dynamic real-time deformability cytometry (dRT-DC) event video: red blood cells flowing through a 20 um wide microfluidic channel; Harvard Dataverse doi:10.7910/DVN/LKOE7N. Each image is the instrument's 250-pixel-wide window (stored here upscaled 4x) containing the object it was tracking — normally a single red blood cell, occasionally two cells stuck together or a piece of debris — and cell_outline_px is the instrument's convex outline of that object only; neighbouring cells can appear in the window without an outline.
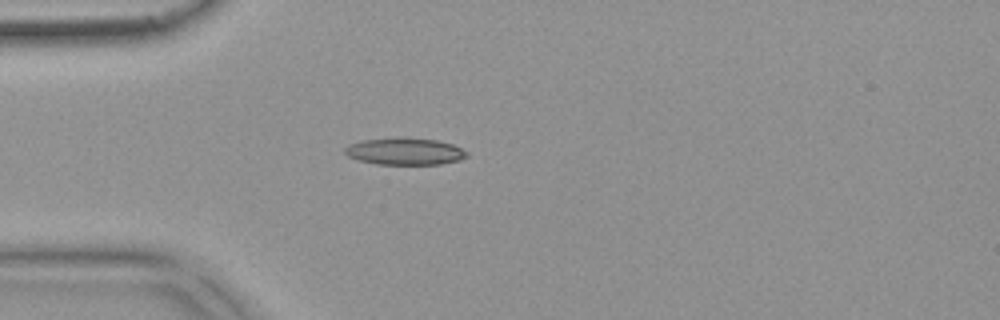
{"species": "common noctule bat (a hibernating species)", "species_latin": "Nyctalus noctula", "temperature_condition": "warm", "stored_images_in_passage": 53, "camera_frame_rate_fps": 3000, "um_per_image_px": 0.085, "animal": {"sex": "female", "body_mass_g": 18.4}, "frame": {"image": 1, "passage_image": 15, "time_ms": 4.667, "image_size_px": [1000, 320], "cell_outline_px": [[468, 156], [460, 160], [440, 164], [376, 164], [356, 160], [348, 156], [344, 152], [344, 148], [348, 144], [360, 140], [436, 140], [452, 144], [468, 152]], "centroid_in_image_um": [34.39, 12.91], "position_along_channel_um": 50.6, "area_um2": 18.44}}
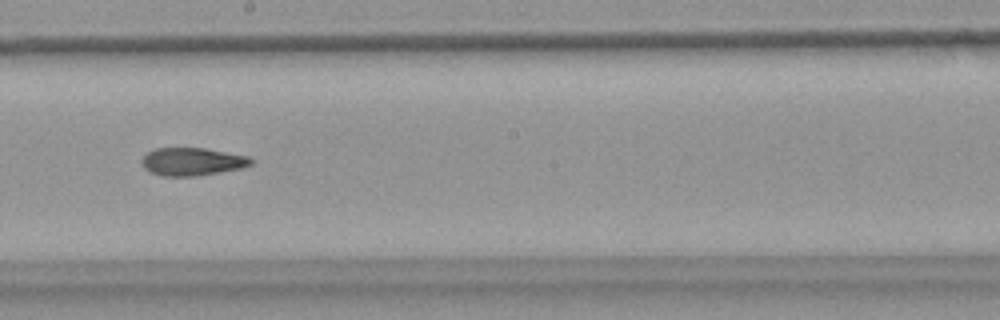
{"frame": {"image": 2, "passage_image": 30, "time_ms": 9.667, "image_size_px": [1000, 320], "cell_outline_px": [[256, 160], [252, 164], [240, 168], [220, 172], [196, 176], [160, 176], [144, 168], [140, 160], [148, 152], [156, 148], [204, 148], [248, 156]], "centroid_in_image_um": [16.34, 13.74], "position_along_channel_um": 231.9, "area_um2": 17.74}}
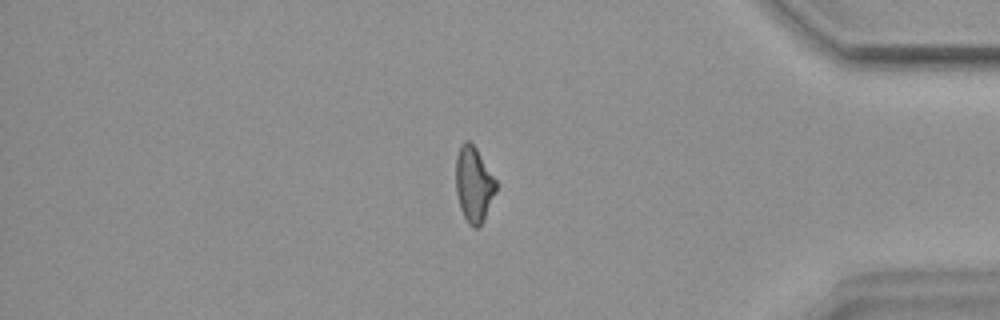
{"frame": {"image": 3, "passage_image": 45, "time_ms": 14.667, "image_size_px": [1000, 320], "cell_outline_px": [[496, 192], [480, 224], [476, 228], [472, 228], [468, 224], [460, 208], [456, 192], [456, 156], [460, 144], [464, 140], [468, 140], [476, 148], [496, 180]], "centroid_in_image_um": [40.24, 15.64], "position_along_channel_um": 395.0, "area_um2": 17.46}, "authors_computed_cell_mechanics": {"area_um2": 18.207, "velocity_mm_per_s": 3.8519, "shape_relaxation_time_tau1_ms": null, "shape_relaxation_time_tau2_ms": 7.0469, "deformation_change_tau1": null, "deformation_change_tau2": 0.1715}}